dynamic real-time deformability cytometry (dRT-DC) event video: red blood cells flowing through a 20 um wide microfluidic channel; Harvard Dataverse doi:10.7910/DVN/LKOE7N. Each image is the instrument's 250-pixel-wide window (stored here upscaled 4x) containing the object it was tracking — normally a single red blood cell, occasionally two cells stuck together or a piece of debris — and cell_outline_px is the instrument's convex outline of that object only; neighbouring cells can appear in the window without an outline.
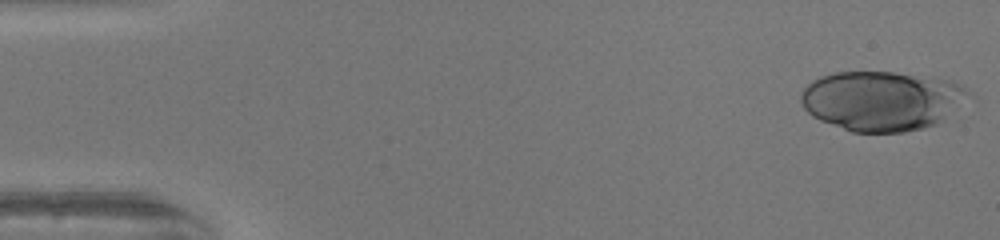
{"species": "human", "species_latin": "Homo sapiens", "temperature_condition": "warm", "stored_images_in_passage": 50, "camera_frame_rate_fps": 3000, "um_per_image_px": 0.085, "donor": {"sex": "female"}, "frame": {"image": 1, "passage_image": 1, "time_ms": 0.0, "image_size_px": [1000, 240], "cell_outline_px": [[976, 100], [936, 124], [924, 128], [904, 132], [852, 132], [820, 120], [812, 116], [804, 108], [800, 100], [800, 92], [812, 80], [820, 76], [832, 72], [892, 72], [952, 80], [968, 88], [976, 96]], "centroid_in_image_um": [75.07, 8.56], "position_along_channel_um": 9.9, "area_um2": 59.53}}
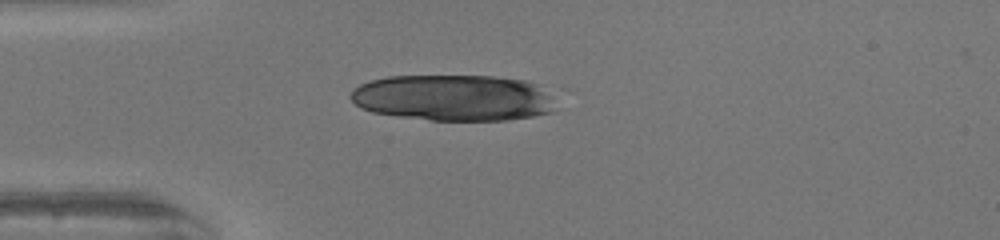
{"frame": {"image": 2, "passage_image": 13, "time_ms": 4.0, "image_size_px": [1000, 240], "cell_outline_px": [[568, 88], [556, 108], [552, 112], [532, 116], [508, 120], [428, 120], [372, 112], [360, 108], [352, 100], [352, 88], [360, 84], [372, 80], [388, 76], [492, 76], [524, 80]], "centroid_in_image_um": [38.88, 8.29], "position_along_channel_um": 46.1, "area_um2": 57.51}}